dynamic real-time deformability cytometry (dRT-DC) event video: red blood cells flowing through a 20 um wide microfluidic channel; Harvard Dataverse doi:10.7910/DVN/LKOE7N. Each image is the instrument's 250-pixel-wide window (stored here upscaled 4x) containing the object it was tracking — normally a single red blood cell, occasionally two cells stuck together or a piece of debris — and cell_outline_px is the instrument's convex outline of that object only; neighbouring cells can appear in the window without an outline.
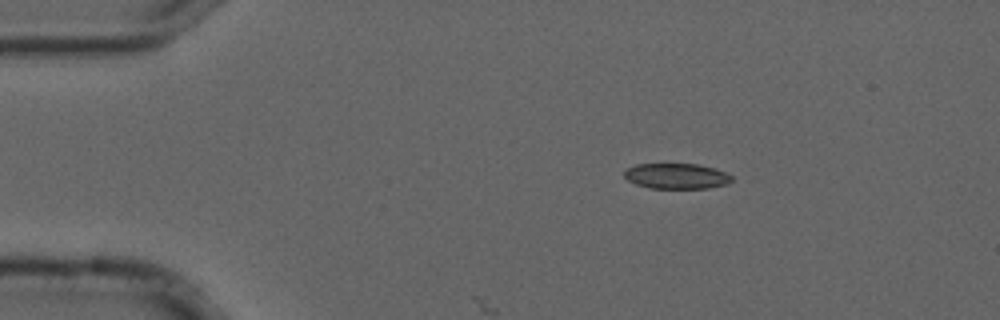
{"species": "common noctule bat (a hibernating species)", "species_latin": "Nyctalus noctula", "temperature_condition": "cold", "stored_images_in_passage": 9, "camera_frame_rate_fps": 3000, "um_per_image_px": 0.085, "animal": {"sex": "male", "forearm_length_mm": 52.5}, "frame": {"image": 1, "passage_image": 1, "time_ms": 0.0, "image_size_px": [1000, 320], "cell_outline_px": [[732, 180], [728, 184], [708, 188], [648, 188], [636, 184], [628, 180], [624, 176], [624, 172], [628, 168], [636, 164], [700, 164], [716, 168], [728, 172], [732, 176]], "centroid_in_image_um": [57.55, 14.96], "position_along_channel_um": 27.4, "area_um2": 16.13}}